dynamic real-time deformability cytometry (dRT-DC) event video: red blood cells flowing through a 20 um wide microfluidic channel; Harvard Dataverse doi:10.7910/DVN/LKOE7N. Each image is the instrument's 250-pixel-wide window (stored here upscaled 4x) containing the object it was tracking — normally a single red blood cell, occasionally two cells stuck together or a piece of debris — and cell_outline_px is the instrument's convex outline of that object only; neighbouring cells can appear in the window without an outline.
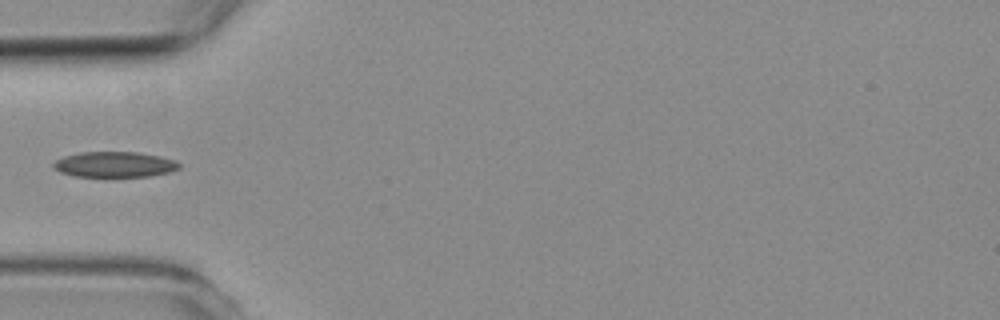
{"species": "common noctule bat (a hibernating species)", "species_latin": "Nyctalus noctula", "temperature_condition": "room temperature", "stored_images_in_passage": 1, "camera_frame_rate_fps": 3000, "um_per_image_px": 0.085, "animal": {"sex": "female", "body_mass_g": 19.3, "forearm_length_mm": 54.1}, "frame": {"image": 1, "passage_image": 1, "time_ms": 0.0, "image_size_px": [1000, 320], "cell_outline_px": [[180, 168], [168, 172], [148, 176], [76, 176], [60, 172], [52, 168], [52, 164], [56, 160], [64, 156], [80, 152], [136, 152], [160, 156], [176, 160], [180, 164]], "centroid_in_image_um": [9.72, 13.97], "position_along_channel_um": 75.3, "area_um2": 18.61}}